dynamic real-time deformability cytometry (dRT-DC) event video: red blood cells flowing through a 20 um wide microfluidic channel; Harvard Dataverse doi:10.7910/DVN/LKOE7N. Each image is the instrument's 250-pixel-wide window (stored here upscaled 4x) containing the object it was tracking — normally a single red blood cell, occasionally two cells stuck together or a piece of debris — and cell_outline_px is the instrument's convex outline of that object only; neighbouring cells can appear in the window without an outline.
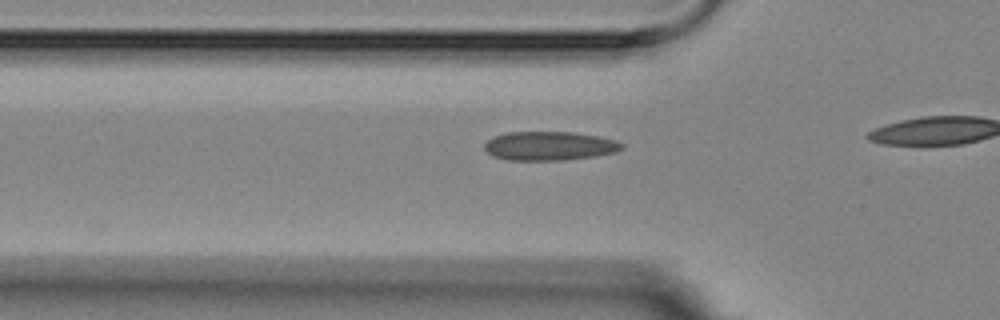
{"species": "Egyptian fruit bat (a non-hibernating species)", "species_latin": "Rousettus aegyptiacus", "temperature_condition": "room temperature", "stored_images_in_passage": 5, "camera_frame_rate_fps": 3000, "um_per_image_px": 0.085, "animal": {"sex": "female"}, "frame": {"image": 1, "passage_image": 4, "time_ms": 4.333, "image_size_px": [1000, 320], "cell_outline_px": [[624, 148], [616, 152], [596, 156], [564, 160], [508, 160], [492, 156], [484, 148], [484, 144], [492, 136], [508, 132], [572, 132], [596, 136], [616, 140], [624, 144]], "centroid_in_image_um": [46.7, 12.4], "position_along_channel_um": 79.1, "area_um2": 23.24}}